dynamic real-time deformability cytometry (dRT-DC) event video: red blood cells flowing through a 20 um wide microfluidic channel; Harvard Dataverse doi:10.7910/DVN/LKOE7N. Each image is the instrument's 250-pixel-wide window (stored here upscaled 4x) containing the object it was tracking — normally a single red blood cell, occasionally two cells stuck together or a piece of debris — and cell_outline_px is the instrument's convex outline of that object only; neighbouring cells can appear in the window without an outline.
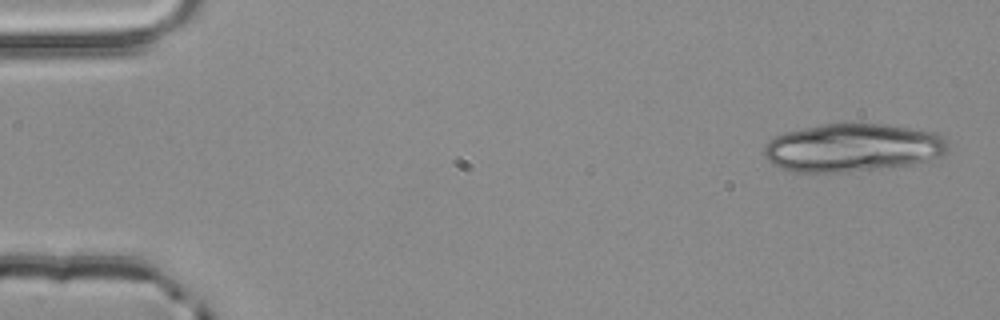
{"species": "common noctule bat (a hibernating species)", "species_latin": "Nyctalus noctula", "temperature_condition": "room temperature", "stored_images_in_passage": 4, "camera_frame_rate_fps": 3000, "um_per_image_px": 0.085, "animal": {"sex": "male", "body_mass_g": 20.4}, "frame": {"image": 1, "passage_image": 1, "time_ms": 0.0, "image_size_px": [1000, 320], "cell_outline_px": [[948, 152], [940, 156], [928, 160], [912, 164], [892, 168], [848, 172], [788, 172], [772, 164], [764, 156], [764, 148], [768, 140], [784, 132], [824, 124], [884, 124], [920, 128], [936, 132], [948, 140]], "centroid_in_image_um": [72.51, 12.56], "position_along_channel_um": 12.5, "area_um2": 52.37}}